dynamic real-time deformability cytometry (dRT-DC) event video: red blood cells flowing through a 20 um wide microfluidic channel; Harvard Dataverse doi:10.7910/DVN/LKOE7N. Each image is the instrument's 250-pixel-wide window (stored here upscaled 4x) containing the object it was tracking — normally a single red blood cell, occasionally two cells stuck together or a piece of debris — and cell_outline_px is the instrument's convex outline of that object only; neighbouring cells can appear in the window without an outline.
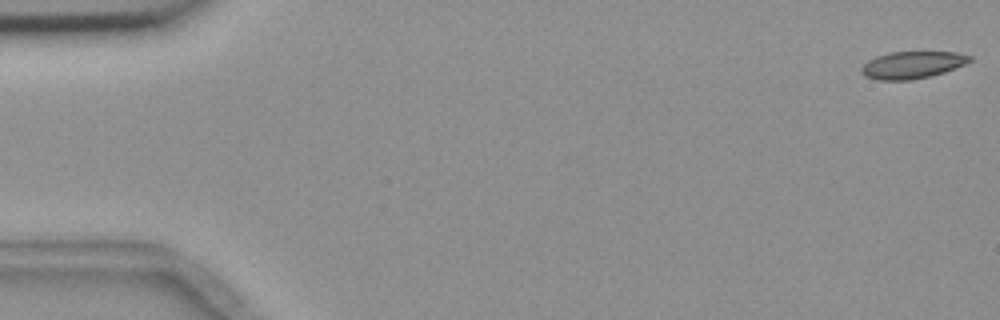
{"species": "common noctule bat (a hibernating species)", "species_latin": "Nyctalus noctula", "temperature_condition": "room temperature", "stored_images_in_passage": 7, "camera_frame_rate_fps": 3000, "um_per_image_px": 0.085, "animal": {"sex": "female", "body_mass_g": 18.4}, "frame": {"image": 1, "passage_image": 1, "time_ms": 0.0, "image_size_px": [1000, 320], "cell_outline_px": [[972, 60], [964, 64], [944, 72], [932, 76], [912, 80], [876, 80], [864, 76], [860, 72], [860, 68], [868, 60], [876, 56], [888, 52], [956, 52], [972, 56]], "centroid_in_image_um": [77.5, 5.52], "position_along_channel_um": 7.5, "area_um2": 17.28}}